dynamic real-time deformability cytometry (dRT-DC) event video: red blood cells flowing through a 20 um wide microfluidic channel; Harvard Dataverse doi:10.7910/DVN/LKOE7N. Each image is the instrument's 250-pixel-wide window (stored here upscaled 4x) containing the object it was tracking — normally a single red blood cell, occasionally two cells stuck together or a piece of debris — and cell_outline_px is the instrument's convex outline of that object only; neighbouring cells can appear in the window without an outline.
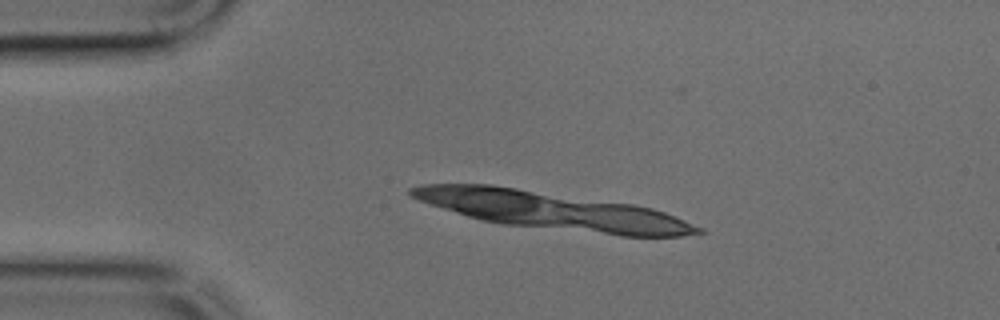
{"species": "common noctule bat (a hibernating species)", "species_latin": "Nyctalus noctula", "temperature_condition": "cold", "stored_images_in_passage": 27, "camera_frame_rate_fps": 3000, "um_per_image_px": 0.085, "animal": {"sex": "male", "body_mass_g": 17.9, "forearm_length_mm": 54.2}, "frame": {"image": 1, "passage_image": 1, "time_ms": 0.0, "image_size_px": [1000, 320], "cell_outline_px": [[692, 228], [688, 232], [668, 236], [636, 236], [612, 232], [564, 220], [560, 204], [572, 204], [656, 212], [668, 216]], "centroid_in_image_um": [53.03, 18.76], "position_along_channel_um": 32.0, "area_um2": 19.13}}
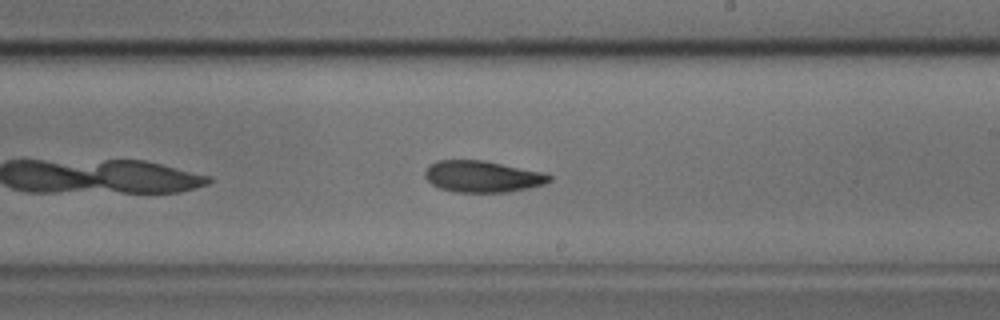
{"frame": {"image": 2, "passage_image": 20, "time_ms": 6.333, "image_size_px": [1000, 320], "cell_outline_px": [[548, 176], [544, 180], [532, 184], [508, 188], [460, 188], [444, 184], [436, 180], [432, 176], [432, 168], [444, 164], [492, 164]], "centroid_in_image_um": [41.12, 14.98], "position_along_channel_um": 247.9, "area_um2": 15.49}}
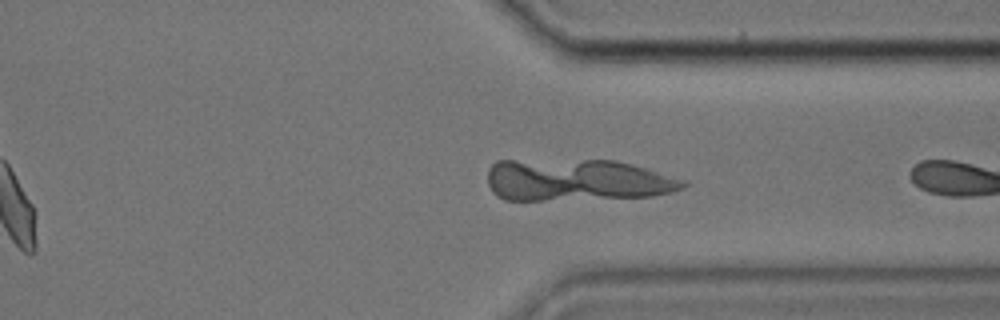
{"frame": {"image": 3, "passage_image": 26, "time_ms": 8.333, "image_size_px": [1000, 320], "cell_outline_px": [[656, 192], [632, 196], [532, 196], [512, 164], [516, 164]], "centroid_in_image_um": [48.45, 15.7], "position_along_channel_um": 362.9, "area_um2": 16.47}}